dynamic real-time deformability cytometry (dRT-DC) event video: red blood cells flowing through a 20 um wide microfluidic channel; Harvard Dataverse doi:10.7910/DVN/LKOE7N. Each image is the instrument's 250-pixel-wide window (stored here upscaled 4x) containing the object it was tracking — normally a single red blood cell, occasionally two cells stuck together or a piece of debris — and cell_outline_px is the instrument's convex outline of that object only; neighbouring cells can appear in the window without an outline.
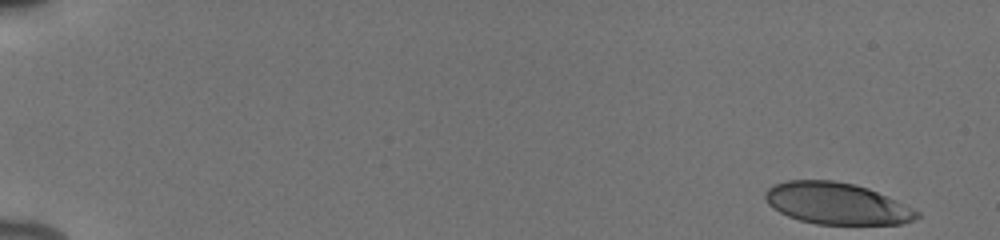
{"species": "human", "species_latin": "Homo sapiens", "temperature_condition": "cold", "stored_images_in_passage": 52, "camera_frame_rate_fps": 3000, "um_per_image_px": 0.085, "donor": {"sex": "male"}, "frame": {"image": 1, "passage_image": 1, "time_ms": 0.0, "image_size_px": [1000, 240], "cell_outline_px": [[920, 216], [916, 220], [900, 224], [816, 224], [800, 220], [788, 216], [772, 208], [768, 204], [764, 196], [764, 192], [772, 184], [788, 180], [832, 180], [856, 184], [868, 188], [896, 200], [920, 212]], "centroid_in_image_um": [71.11, 17.29], "position_along_channel_um": 13.9, "area_um2": 36.93}}
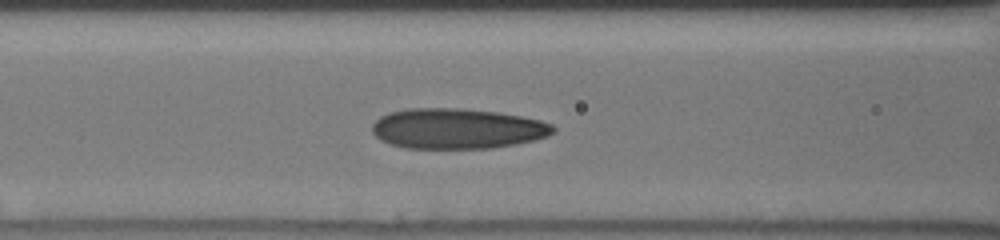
{"frame": {"image": 2, "passage_image": 23, "time_ms": 7.333, "image_size_px": [1000, 240], "cell_outline_px": [[556, 132], [548, 136], [536, 140], [492, 148], [404, 148], [380, 140], [372, 132], [372, 124], [380, 116], [388, 112], [408, 108], [460, 108], [500, 112], [540, 120], [552, 124], [556, 128]], "centroid_in_image_um": [38.87, 10.92], "position_along_channel_um": 127.7, "area_um2": 42.89}}
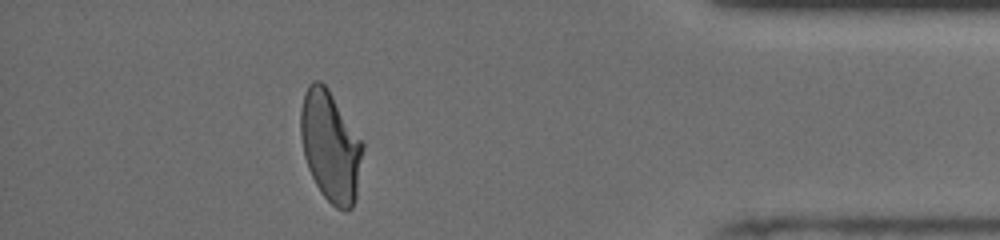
{"frame": {"image": 3, "passage_image": 47, "time_ms": 15.333, "image_size_px": [1000, 240], "cell_outline_px": [[364, 148], [356, 196], [352, 208], [344, 212], [336, 208], [320, 192], [308, 168], [304, 156], [300, 136], [300, 112], [304, 92], [308, 84], [312, 80], [320, 80], [328, 88], [364, 144]], "centroid_in_image_um": [28.08, 12.43], "position_along_channel_um": 407.1, "area_um2": 40.17}, "authors_computed_cell_mechanics": {"area_um2": 40.6334, "velocity_mm_per_s": 3.902, "shape_relaxation_time_tau1_ms": 7.5643, "shape_relaxation_time_tau2_ms": 1.4154, "deformation_change_tau1": 0.2168, "deformation_change_tau2": 0.0897}}